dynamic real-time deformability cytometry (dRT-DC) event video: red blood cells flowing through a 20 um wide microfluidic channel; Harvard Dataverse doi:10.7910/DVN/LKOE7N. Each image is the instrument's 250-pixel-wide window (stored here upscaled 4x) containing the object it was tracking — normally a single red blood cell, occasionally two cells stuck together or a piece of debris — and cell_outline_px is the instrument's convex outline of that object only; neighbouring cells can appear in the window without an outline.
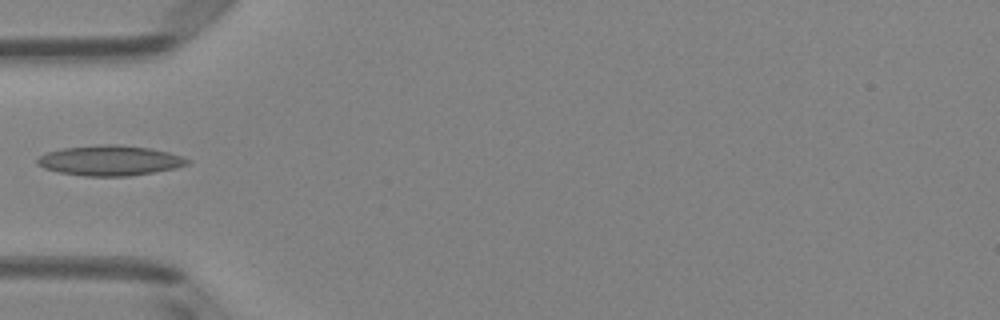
{"species": "Egyptian fruit bat (a non-hibernating species)", "species_latin": "Rousettus aegyptiacus", "temperature_condition": "room temperature", "stored_images_in_passage": 6, "camera_frame_rate_fps": 3000, "um_per_image_px": 0.085, "animal": {"sex": "female"}, "frame": {"image": 1, "passage_image": 5, "time_ms": 1.333, "image_size_px": [1000, 320], "cell_outline_px": [[192, 160], [188, 164], [176, 168], [128, 176], [84, 176], [60, 172], [44, 168], [36, 164], [36, 160], [40, 156], [48, 152], [64, 148], [100, 144], [116, 144], [148, 148], [168, 152]], "centroid_in_image_um": [9.33, 13.64], "position_along_channel_um": 75.7, "area_um2": 26.18}}
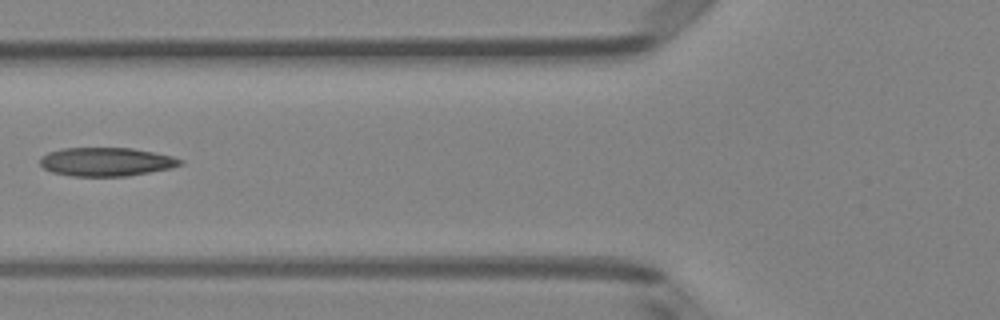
{"frame": {"image": 2, "passage_image": 6, "time_ms": 1.667, "image_size_px": [1000, 320], "cell_outline_px": [[184, 164], [172, 168], [128, 176], [72, 176], [52, 172], [44, 168], [40, 164], [40, 156], [48, 152], [64, 148], [132, 148], [172, 156], [184, 160]], "centroid_in_image_um": [9.04, 13.75], "position_along_channel_um": 116.8, "area_um2": 23.47}}